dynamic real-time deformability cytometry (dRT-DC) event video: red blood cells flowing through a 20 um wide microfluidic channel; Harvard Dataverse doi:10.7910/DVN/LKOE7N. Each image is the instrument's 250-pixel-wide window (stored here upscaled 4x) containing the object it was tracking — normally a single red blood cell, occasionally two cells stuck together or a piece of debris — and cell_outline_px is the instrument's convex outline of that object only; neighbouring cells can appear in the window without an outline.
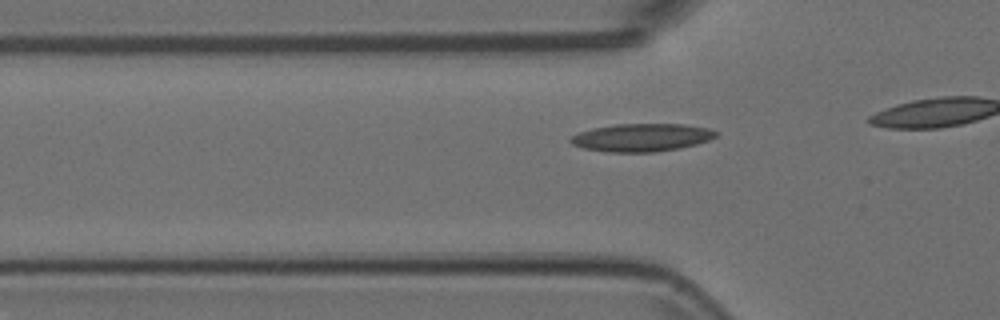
{"species": "Egyptian fruit bat (a non-hibernating species)", "species_latin": "Rousettus aegyptiacus", "temperature_condition": "room temperature", "stored_images_in_passage": 19, "camera_frame_rate_fps": 3000, "um_per_image_px": 0.085, "animal": {"sex": "female"}, "frame": {"image": 1, "passage_image": 14, "time_ms": 4.333, "image_size_px": [1000, 320], "cell_outline_px": [[720, 132], [716, 136], [708, 140], [696, 144], [656, 152], [608, 152], [584, 148], [572, 144], [568, 140], [572, 136], [580, 132], [592, 128], [616, 124], [684, 124], [708, 128]], "centroid_in_image_um": [54.54, 11.68], "position_along_channel_um": 71.3, "area_um2": 23.52}}
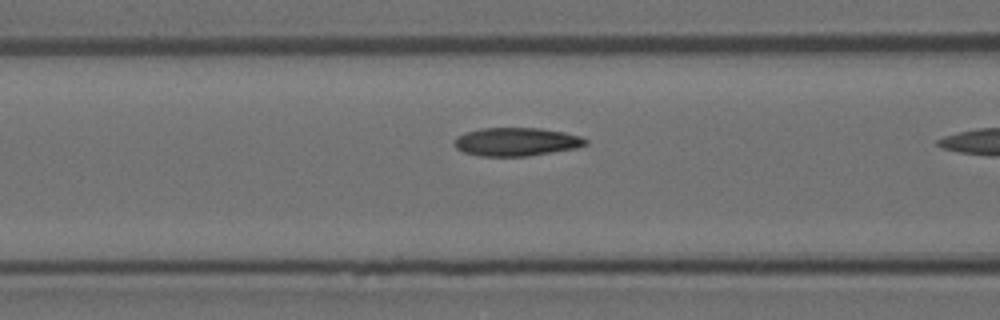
{"frame": {"image": 2, "passage_image": 18, "time_ms": 5.667, "image_size_px": [1000, 320], "cell_outline_px": [[588, 144], [576, 148], [528, 156], [480, 156], [464, 152], [456, 148], [452, 144], [456, 136], [464, 132], [480, 128], [540, 128], [564, 132], [580, 136], [588, 140]], "centroid_in_image_um": [43.86, 12.05], "position_along_channel_um": 122.7, "area_um2": 21.85}}